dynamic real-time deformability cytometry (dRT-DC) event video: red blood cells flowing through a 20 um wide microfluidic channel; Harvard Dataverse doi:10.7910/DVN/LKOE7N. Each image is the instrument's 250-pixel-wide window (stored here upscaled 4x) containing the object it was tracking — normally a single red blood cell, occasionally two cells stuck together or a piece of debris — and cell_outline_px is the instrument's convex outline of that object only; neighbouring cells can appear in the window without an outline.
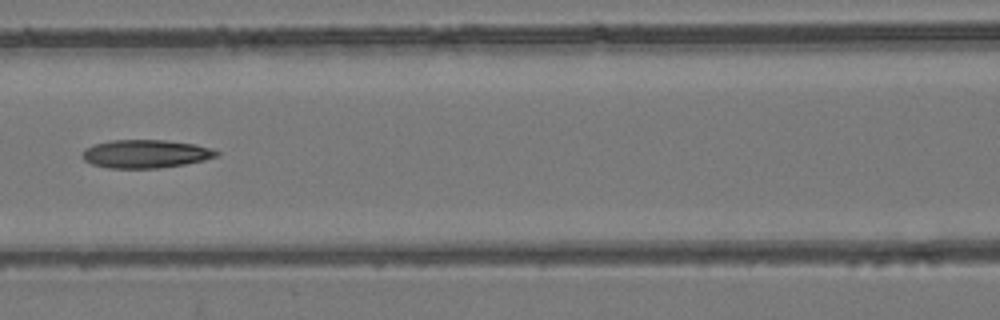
{"species": "common noctule bat (a hibernating species)", "species_latin": "Nyctalus noctula", "temperature_condition": "room temperature", "stored_images_in_passage": 7, "camera_frame_rate_fps": 3000, "um_per_image_px": 0.085, "animal": {"sex": "female", "body_mass_g": 24.6, "forearm_length_mm": 56.2}, "frame": {"image": 1, "passage_image": 7, "time_ms": 6.667, "image_size_px": [1000, 320], "cell_outline_px": [[220, 152], [216, 156], [204, 160], [184, 164], [160, 168], [108, 168], [92, 164], [84, 160], [80, 156], [84, 148], [96, 144], [112, 140], [164, 140], [196, 144], [212, 148]], "centroid_in_image_um": [12.36, 13.08], "position_along_channel_um": 154.2, "area_um2": 22.14}}